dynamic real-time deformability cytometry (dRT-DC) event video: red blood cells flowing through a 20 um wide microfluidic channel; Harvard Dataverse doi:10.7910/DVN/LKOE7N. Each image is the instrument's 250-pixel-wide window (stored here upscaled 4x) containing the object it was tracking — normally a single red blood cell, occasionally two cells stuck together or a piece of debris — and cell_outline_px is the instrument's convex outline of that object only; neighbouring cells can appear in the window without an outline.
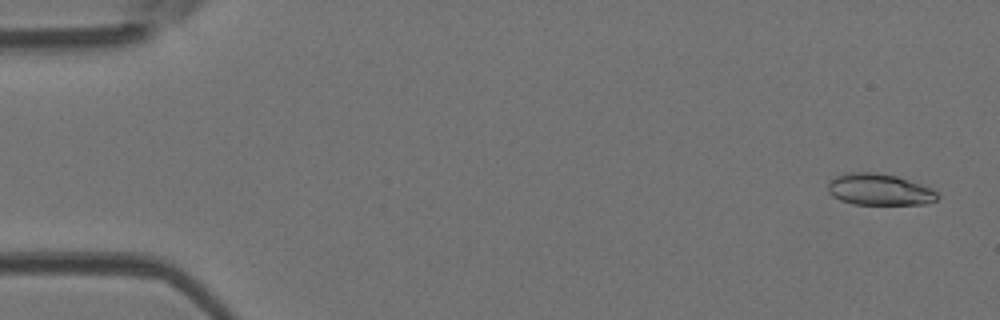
{"species": "Egyptian fruit bat (a non-hibernating species)", "species_latin": "Rousettus aegyptiacus", "temperature_condition": "room temperature", "stored_images_in_passage": 48, "camera_frame_rate_fps": 3000, "um_per_image_px": 0.085, "animal": {"sex": "female"}, "frame": {"image": 1, "passage_image": 2, "time_ms": 0.333, "image_size_px": [1000, 320], "cell_outline_px": [[940, 196], [936, 200], [924, 204], [852, 204], [840, 200], [832, 196], [828, 192], [828, 180], [844, 172], [876, 172], [896, 176], [924, 184], [932, 188]], "centroid_in_image_um": [74.73, 16.1], "position_along_channel_um": 10.3, "area_um2": 20.4}}
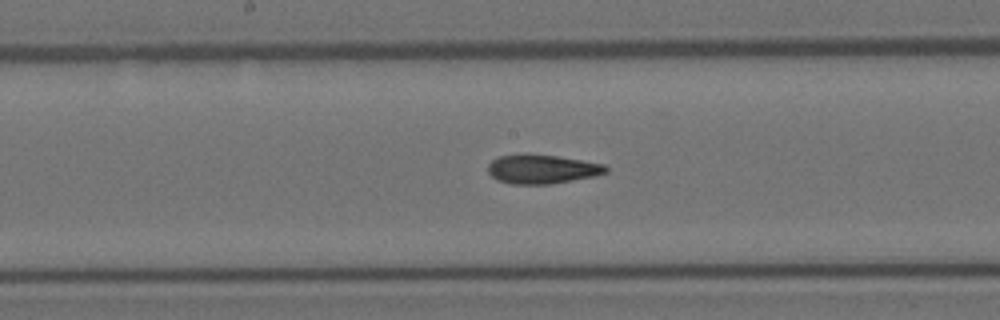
{"frame": {"image": 2, "passage_image": 25, "time_ms": 8.0, "image_size_px": [1000, 320], "cell_outline_px": [[608, 172], [596, 176], [548, 184], [512, 184], [496, 180], [488, 172], [488, 164], [492, 160], [500, 156], [524, 152], [556, 156], [604, 164], [608, 168]], "centroid_in_image_um": [46.04, 14.36], "position_along_channel_um": 202.2, "area_um2": 20.17}}
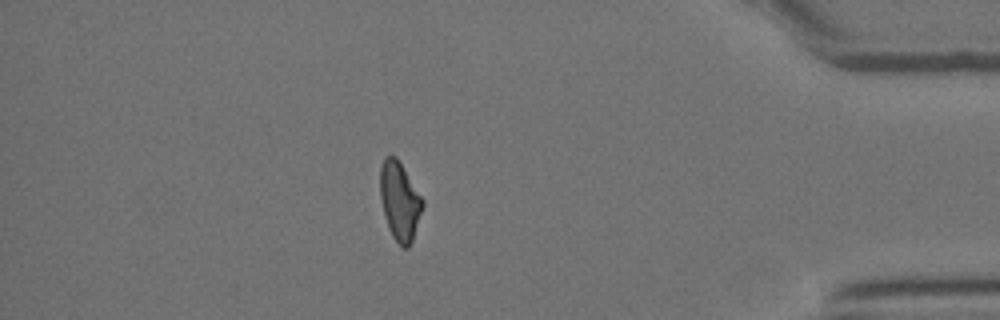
{"frame": {"image": 3, "passage_image": 42, "time_ms": 13.667, "image_size_px": [1000, 320], "cell_outline_px": [[424, 204], [412, 240], [408, 248], [404, 248], [392, 236], [388, 228], [384, 216], [380, 196], [380, 168], [384, 156], [396, 156], [424, 200]], "centroid_in_image_um": [33.96, 17.07], "position_along_channel_um": 401.2, "area_um2": 19.31}, "authors_computed_cell_mechanics": {"area_um2": 20.1722, "velocity_mm_per_s": 4.2309, "shape_relaxation_time_tau1_ms": null, "shape_relaxation_time_tau2_ms": 1.9375, "deformation_change_tau1": null, "deformation_change_tau2": 0.1018}}